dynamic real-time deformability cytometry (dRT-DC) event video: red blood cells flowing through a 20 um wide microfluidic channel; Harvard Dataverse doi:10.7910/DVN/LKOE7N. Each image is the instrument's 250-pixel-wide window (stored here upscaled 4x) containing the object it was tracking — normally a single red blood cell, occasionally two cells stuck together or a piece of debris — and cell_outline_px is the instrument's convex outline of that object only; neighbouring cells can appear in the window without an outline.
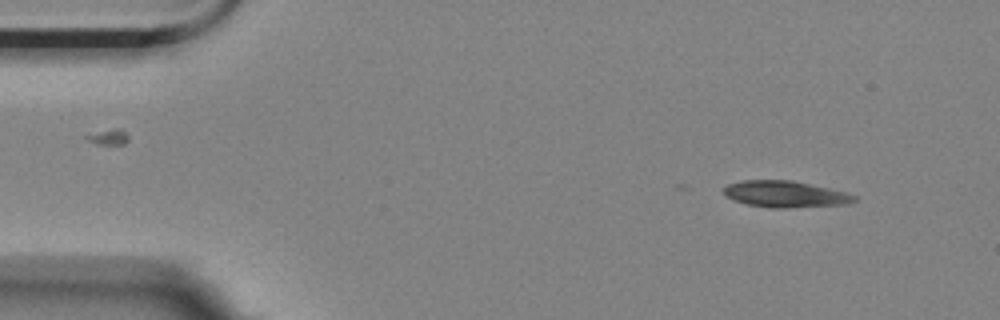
{"species": "Egyptian fruit bat (a non-hibernating species)", "species_latin": "Rousettus aegyptiacus", "temperature_condition": "room temperature", "stored_images_in_passage": 4, "camera_frame_rate_fps": 3000, "um_per_image_px": 0.085, "animal": {"sex": "female"}, "frame": {"image": 1, "passage_image": 1, "time_ms": 0.0, "image_size_px": [1000, 320], "cell_outline_px": [[856, 200], [844, 204], [784, 208], [768, 208], [748, 204], [732, 200], [724, 196], [724, 188], [728, 184], [744, 180], [792, 180], [828, 188], [844, 192], [856, 196]], "centroid_in_image_um": [66.68, 16.5], "position_along_channel_um": 18.3, "area_um2": 19.94}}
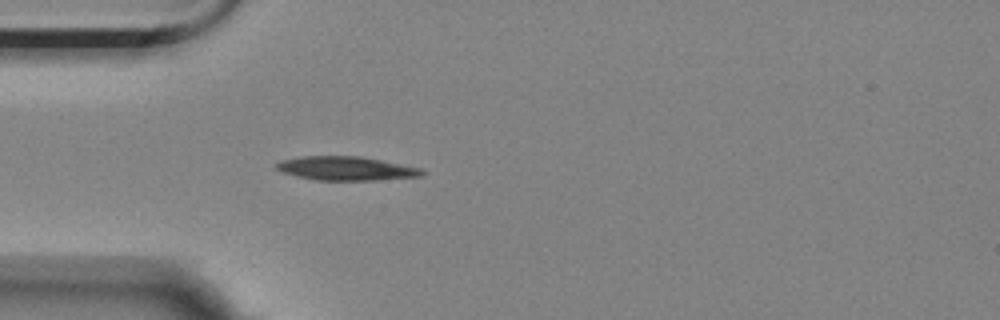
{"frame": {"image": 2, "passage_image": 4, "time_ms": 1.0, "image_size_px": [1000, 320], "cell_outline_px": [[428, 172], [420, 176], [376, 180], [316, 180], [296, 176], [284, 172], [276, 168], [276, 164], [280, 160], [300, 156], [360, 156], [424, 168]], "centroid_in_image_um": [29.46, 14.31], "position_along_channel_um": 55.5, "area_um2": 20.35}}